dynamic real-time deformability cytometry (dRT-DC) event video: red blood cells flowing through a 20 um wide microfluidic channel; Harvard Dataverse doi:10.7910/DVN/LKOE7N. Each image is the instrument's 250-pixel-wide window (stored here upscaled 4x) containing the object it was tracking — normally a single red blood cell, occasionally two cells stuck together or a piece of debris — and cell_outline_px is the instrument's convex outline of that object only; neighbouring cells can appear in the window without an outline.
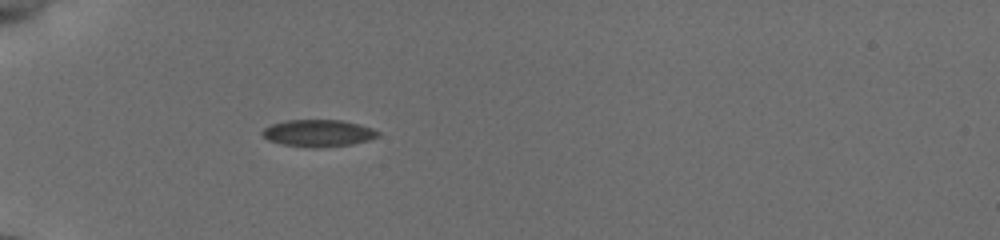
{"species": "common noctule bat (a hibernating species)", "species_latin": "Nyctalus noctula", "temperature_condition": "cold", "stored_images_in_passage": 2, "camera_frame_rate_fps": 3000, "um_per_image_px": 0.085, "animal": {"sex": "female", "body_mass_g": 19.5, "forearm_length_mm": 54.1}, "frame": {"image": 1, "passage_image": 1, "time_ms": 0.0, "image_size_px": [1000, 240], "cell_outline_px": [[380, 136], [368, 140], [352, 144], [316, 148], [284, 144], [268, 140], [260, 132], [264, 128], [272, 124], [288, 120], [340, 120], [360, 124], [372, 128], [380, 132]], "centroid_in_image_um": [27.08, 11.31], "position_along_channel_um": 57.9, "area_um2": 18.09}}